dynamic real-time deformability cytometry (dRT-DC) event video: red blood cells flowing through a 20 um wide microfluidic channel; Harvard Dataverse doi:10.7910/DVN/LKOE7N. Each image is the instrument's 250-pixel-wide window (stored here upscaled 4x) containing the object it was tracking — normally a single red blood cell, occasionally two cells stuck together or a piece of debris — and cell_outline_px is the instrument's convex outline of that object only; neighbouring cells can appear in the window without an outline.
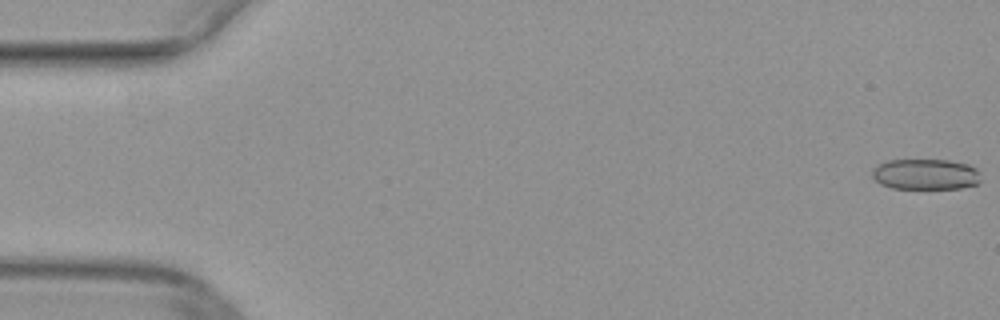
{"species": "common noctule bat (a hibernating species)", "species_latin": "Nyctalus noctula", "temperature_condition": "warm", "stored_images_in_passage": 10, "camera_frame_rate_fps": 3000, "um_per_image_px": 0.085, "animal": {"sex": "female", "body_mass_g": 29.2, "forearm_length_mm": 56.3}, "frame": {"image": 1, "passage_image": 1, "time_ms": 0.0, "image_size_px": [1000, 320], "cell_outline_px": [[980, 180], [976, 184], [960, 188], [892, 188], [880, 184], [872, 176], [872, 168], [888, 160], [948, 160], [968, 164], [976, 168]], "centroid_in_image_um": [78.65, 14.81], "position_along_channel_um": 6.4, "area_um2": 19.31}}